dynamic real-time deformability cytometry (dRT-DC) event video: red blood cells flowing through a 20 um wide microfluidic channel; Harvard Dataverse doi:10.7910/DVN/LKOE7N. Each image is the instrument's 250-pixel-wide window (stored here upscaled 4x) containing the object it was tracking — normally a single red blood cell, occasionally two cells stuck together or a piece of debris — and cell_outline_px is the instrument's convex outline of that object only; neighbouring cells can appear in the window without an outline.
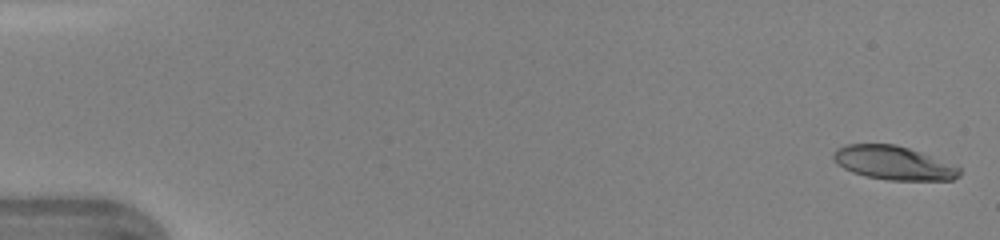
{"species": "human", "species_latin": "Homo sapiens", "temperature_condition": "warm", "stored_images_in_passage": 46, "camera_frame_rate_fps": 3000, "um_per_image_px": 0.085, "donor": {"sex": "female"}, "frame": {"image": 1, "passage_image": 1, "time_ms": 0.0, "image_size_px": [1000, 240], "cell_outline_px": [[960, 176], [952, 180], [888, 180], [864, 176], [852, 172], [836, 164], [832, 156], [832, 152], [836, 148], [844, 144], [896, 144], [956, 164], [960, 168]], "centroid_in_image_um": [75.94, 13.84], "position_along_channel_um": 9.1, "area_um2": 25.09}}
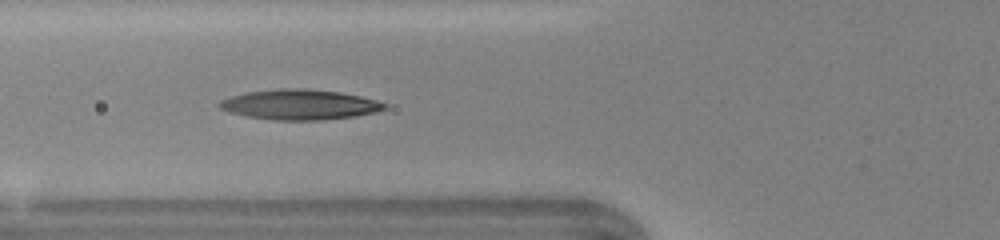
{"frame": {"image": 2, "passage_image": 18, "time_ms": 5.667, "image_size_px": [1000, 240], "cell_outline_px": [[388, 108], [376, 112], [356, 116], [320, 120], [272, 120], [248, 116], [232, 112], [220, 108], [216, 104], [220, 100], [232, 96], [248, 92], [280, 88], [304, 88], [340, 92], [360, 96], [376, 100], [388, 104]], "centroid_in_image_um": [25.51, 8.89], "position_along_channel_um": 100.3, "area_um2": 29.02}}
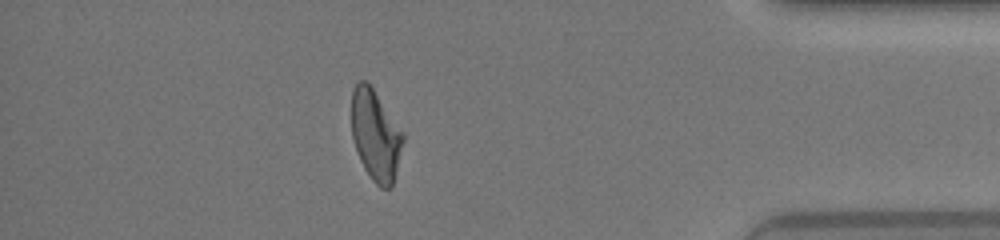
{"frame": {"image": 3, "passage_image": 41, "time_ms": 13.333, "image_size_px": [1000, 240], "cell_outline_px": [[404, 140], [392, 188], [380, 188], [372, 180], [364, 168], [360, 160], [352, 136], [352, 88], [360, 80], [364, 80], [372, 88], [404, 132]], "centroid_in_image_um": [31.93, 11.52], "position_along_channel_um": 403.3, "area_um2": 27.05}, "authors_computed_cell_mechanics": {"area_um2": 27.6862, "velocity_mm_per_s": 4.3829, "shape_relaxation_time_tau1_ms": 5.9354, "shape_relaxation_time_tau2_ms": 2.5397, "deformation_change_tau1": 0.218, "deformation_change_tau2": 0.1099}}